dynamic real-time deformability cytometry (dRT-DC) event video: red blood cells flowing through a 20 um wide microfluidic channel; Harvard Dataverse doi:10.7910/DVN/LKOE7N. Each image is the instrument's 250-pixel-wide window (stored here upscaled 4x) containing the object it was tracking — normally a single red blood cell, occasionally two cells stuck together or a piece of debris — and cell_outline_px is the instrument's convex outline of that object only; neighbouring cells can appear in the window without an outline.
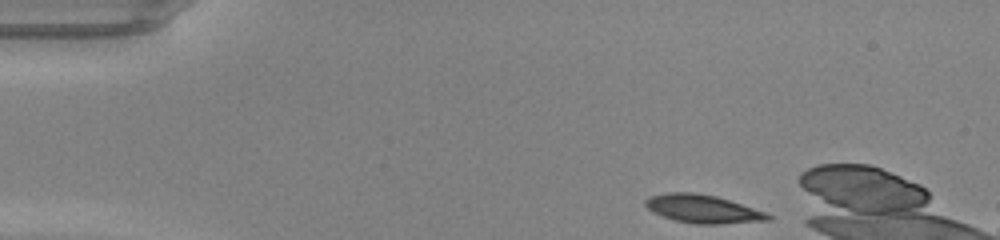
{"species": "common noctule bat (a hibernating species)", "species_latin": "Nyctalus noctula", "temperature_condition": "warm", "stored_images_in_passage": 40, "camera_frame_rate_fps": 3000, "um_per_image_px": 0.085, "animal": {"sex": "male", "body_mass_g": 20.0, "forearm_length_mm": 53.3}, "frame": {"image": 1, "passage_image": 1, "time_ms": 0.0, "image_size_px": [1000, 240], "cell_outline_px": [[772, 220], [716, 224], [692, 224], [676, 220], [652, 212], [644, 204], [644, 200], [648, 196], [668, 192], [696, 192], [716, 196], [764, 212], [772, 216]], "centroid_in_image_um": [59.68, 17.75], "position_along_channel_um": 25.3, "area_um2": 20.06}}
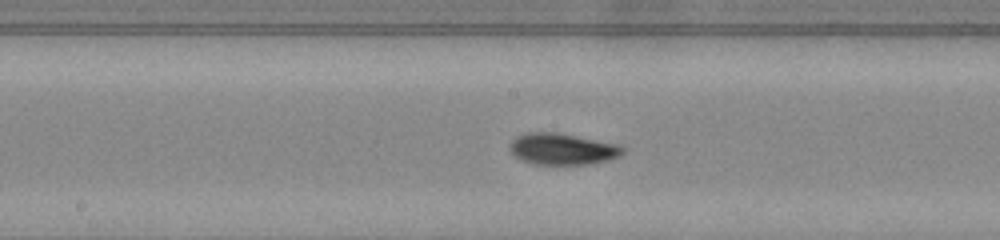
{"frame": {"image": 2, "passage_image": 19, "time_ms": 6.0, "image_size_px": [1000, 240], "cell_outline_px": [[624, 152], [620, 156], [608, 160], [588, 164], [536, 164], [520, 160], [508, 148], [508, 144], [516, 136], [524, 132], [556, 132], [620, 144], [624, 148]], "centroid_in_image_um": [47.79, 12.65], "position_along_channel_um": 200.4, "area_um2": 20.87}}
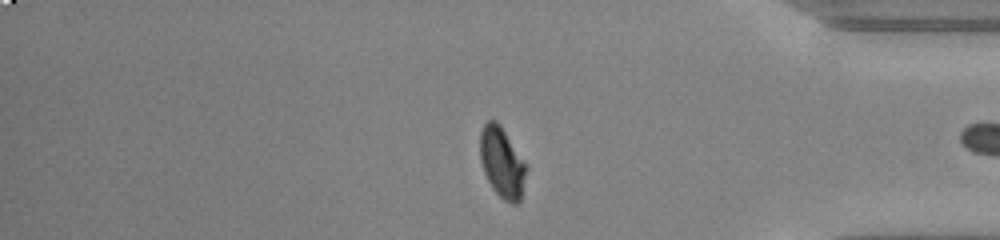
{"frame": {"image": 3, "passage_image": 34, "time_ms": 11.0, "image_size_px": [1000, 240], "cell_outline_px": [[528, 168], [520, 200], [516, 204], [512, 204], [504, 200], [492, 188], [484, 172], [480, 160], [480, 132], [484, 124], [488, 120], [496, 120], [500, 124]], "centroid_in_image_um": [42.66, 13.82], "position_along_channel_um": 392.5, "area_um2": 18.84}}